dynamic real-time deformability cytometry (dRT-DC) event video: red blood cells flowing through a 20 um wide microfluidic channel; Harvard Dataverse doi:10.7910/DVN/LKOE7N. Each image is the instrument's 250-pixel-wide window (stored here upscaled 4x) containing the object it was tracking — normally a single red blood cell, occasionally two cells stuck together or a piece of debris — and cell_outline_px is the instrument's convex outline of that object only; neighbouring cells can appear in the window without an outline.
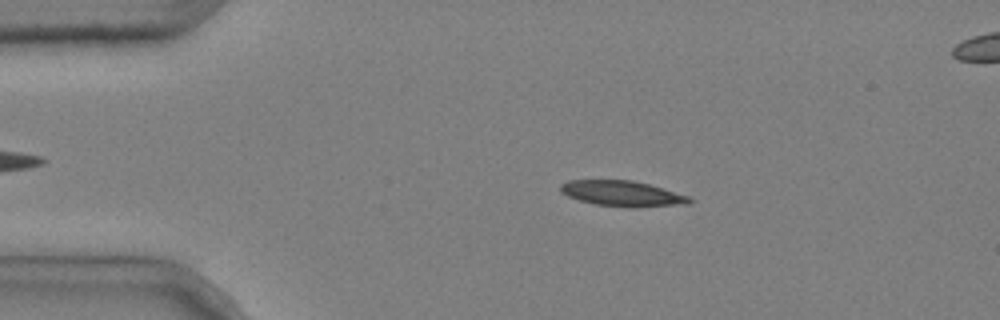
{"species": "common noctule bat (a hibernating species)", "species_latin": "Nyctalus noctula", "temperature_condition": "cold", "stored_images_in_passage": 4, "camera_frame_rate_fps": 3000, "um_per_image_px": 0.085, "animal": {"sex": "male", "body_mass_g": 20.4}, "frame": {"image": 1, "passage_image": 2, "time_ms": 0.333, "image_size_px": [1000, 320], "cell_outline_px": [[696, 200], [688, 204], [632, 208], [596, 204], [580, 200], [568, 196], [560, 192], [560, 184], [568, 180], [632, 180], [648, 184], [688, 196]], "centroid_in_image_um": [52.9, 16.46], "position_along_channel_um": 32.1, "area_um2": 19.19}}